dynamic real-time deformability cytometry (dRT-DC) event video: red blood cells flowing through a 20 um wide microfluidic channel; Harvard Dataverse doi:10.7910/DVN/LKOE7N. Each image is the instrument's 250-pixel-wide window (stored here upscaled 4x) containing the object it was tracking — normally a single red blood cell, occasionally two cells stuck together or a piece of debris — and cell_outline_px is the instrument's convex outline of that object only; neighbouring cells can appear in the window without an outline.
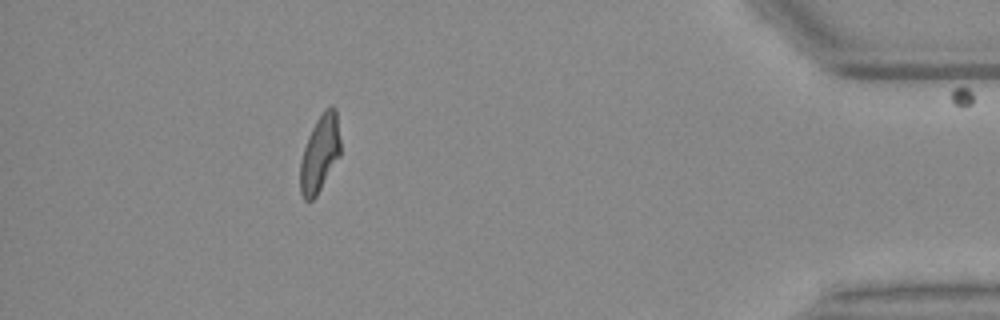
{"species": "Egyptian fruit bat (a non-hibernating species)", "species_latin": "Rousettus aegyptiacus", "temperature_condition": "warm", "stored_images_in_passage": 40, "camera_frame_rate_fps": 3000, "um_per_image_px": 0.085, "animal": {"sex": "female"}, "frame": {"image": 1, "passage_image": 39, "time_ms": 12.667, "image_size_px": [1000, 320], "cell_outline_px": [[340, 156], [316, 196], [312, 200], [304, 200], [300, 192], [300, 164], [304, 148], [308, 136], [316, 120], [324, 108], [332, 104], [336, 108], [340, 140]], "centroid_in_image_um": [27.19, 13.02], "position_along_channel_um": 408.0, "area_um2": 18.09}}